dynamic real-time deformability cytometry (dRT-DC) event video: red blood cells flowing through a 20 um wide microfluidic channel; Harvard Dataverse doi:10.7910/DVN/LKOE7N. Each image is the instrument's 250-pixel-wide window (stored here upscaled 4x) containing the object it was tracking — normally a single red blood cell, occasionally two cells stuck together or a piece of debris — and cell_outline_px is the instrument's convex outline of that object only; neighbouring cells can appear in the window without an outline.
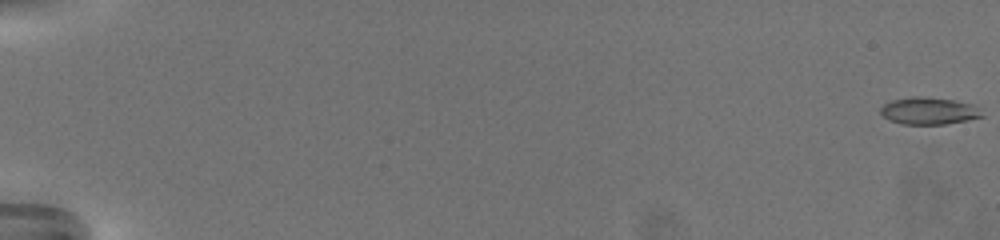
{"species": "common noctule bat (a hibernating species)", "species_latin": "Nyctalus noctula", "temperature_condition": "warm", "stored_images_in_passage": 69, "camera_frame_rate_fps": 3000, "um_per_image_px": 0.085, "animal": {"sex": "female", "body_mass_g": 19.5, "forearm_length_mm": 54.1}, "frame": {"image": 1, "passage_image": 1, "time_ms": 0.0, "image_size_px": [1000, 240], "cell_outline_px": [[984, 116], [968, 120], [944, 124], [900, 124], [888, 120], [880, 112], [880, 108], [884, 104], [892, 100], [912, 96], [924, 96], [956, 100], [972, 104]], "centroid_in_image_um": [78.91, 9.42], "position_along_channel_um": 6.1, "area_um2": 16.07}}
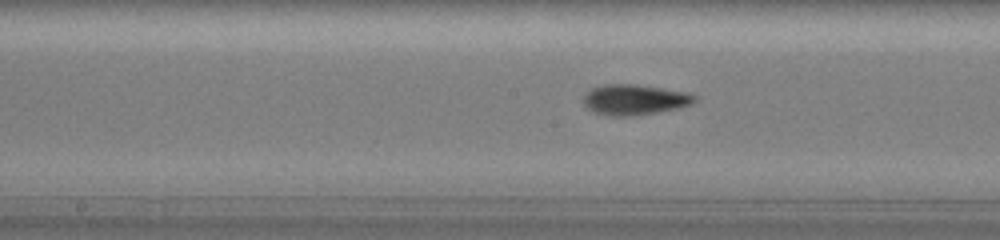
{"frame": {"image": 2, "passage_image": 39, "time_ms": 12.667, "image_size_px": [1000, 240], "cell_outline_px": [[696, 100], [692, 104], [680, 108], [640, 116], [608, 116], [592, 112], [584, 104], [584, 96], [592, 88], [604, 84], [632, 84], [660, 88], [684, 92], [696, 96]], "centroid_in_image_um": [53.93, 8.5], "position_along_channel_um": 194.3, "area_um2": 19.83}}
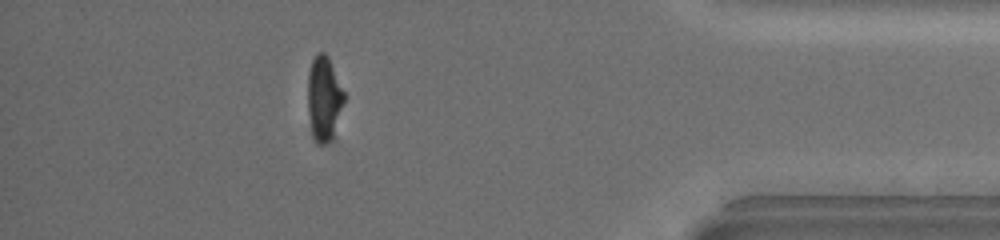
{"frame": {"image": 3, "passage_image": 62, "time_ms": 20.333, "image_size_px": [1000, 240], "cell_outline_px": [[348, 96], [332, 132], [328, 140], [324, 144], [320, 144], [316, 140], [312, 128], [308, 112], [308, 72], [312, 60], [316, 52], [324, 52], [328, 56]], "centroid_in_image_um": [27.57, 8.24], "position_along_channel_um": 407.6, "area_um2": 17.74}, "authors_computed_cell_mechanics": {"area_um2": 17.3978, "velocity_mm_per_s": 3.2502, "shape_relaxation_time_tau1_ms": 3.0617, "shape_relaxation_time_tau2_ms": 3.5363, "deformation_change_tau1": 0.152, "deformation_change_tau2": 0.0868}}